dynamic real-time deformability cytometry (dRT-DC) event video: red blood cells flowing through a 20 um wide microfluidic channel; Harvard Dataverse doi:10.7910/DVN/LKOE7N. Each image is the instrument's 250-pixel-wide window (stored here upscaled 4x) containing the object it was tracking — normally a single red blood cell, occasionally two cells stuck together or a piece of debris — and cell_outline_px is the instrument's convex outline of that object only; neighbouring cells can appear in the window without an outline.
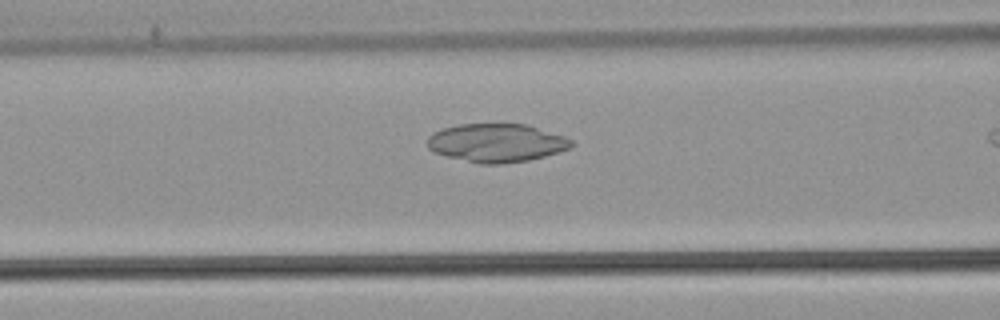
{"species": "common noctule bat (a hibernating species)", "species_latin": "Nyctalus noctula", "temperature_condition": "warm", "stored_images_in_passage": 6, "camera_frame_rate_fps": 3000, "um_per_image_px": 0.085, "animal": {"sex": "male", "body_mass_g": 21.5, "forearm_length_mm": 52.0}, "frame": {"image": 1, "passage_image": 5, "time_ms": 1.333, "image_size_px": [1000, 320], "cell_outline_px": [[572, 148], [560, 152], [528, 160], [500, 164], [480, 164], [448, 156], [436, 152], [428, 148], [428, 136], [432, 132], [444, 128], [460, 124], [524, 124], [564, 136], [572, 140]], "centroid_in_image_um": [42.21, 12.14], "position_along_channel_um": 124.4, "area_um2": 31.96}}